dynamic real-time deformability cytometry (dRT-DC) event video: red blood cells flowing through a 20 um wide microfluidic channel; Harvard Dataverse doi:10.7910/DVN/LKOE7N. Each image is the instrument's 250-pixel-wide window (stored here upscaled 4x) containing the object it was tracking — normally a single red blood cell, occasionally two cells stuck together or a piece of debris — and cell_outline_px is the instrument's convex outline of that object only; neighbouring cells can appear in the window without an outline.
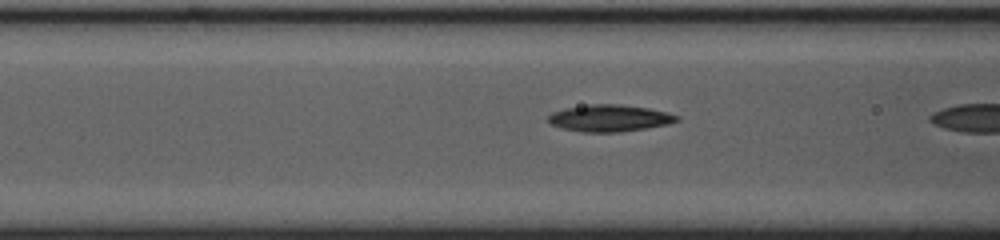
{"species": "common noctule bat (a hibernating species)", "species_latin": "Nyctalus noctula", "temperature_condition": "cold", "stored_images_in_passage": 8, "camera_frame_rate_fps": 3000, "um_per_image_px": 0.085, "animal": {"sex": "female", "body_mass_g": 23.0, "forearm_length_mm": 53.4}, "frame": {"image": 1, "passage_image": 7, "time_ms": 2.0, "image_size_px": [1000, 240], "cell_outline_px": [[680, 120], [668, 124], [648, 128], [616, 132], [584, 132], [560, 128], [552, 124], [548, 120], [548, 116], [552, 112], [564, 108], [592, 104], [620, 104], [648, 108], [668, 112], [680, 116]], "centroid_in_image_um": [51.83, 10.04], "position_along_channel_um": 114.8, "area_um2": 20.17}}